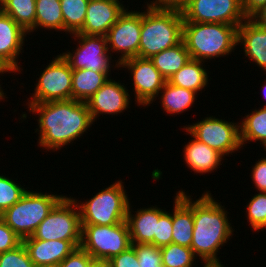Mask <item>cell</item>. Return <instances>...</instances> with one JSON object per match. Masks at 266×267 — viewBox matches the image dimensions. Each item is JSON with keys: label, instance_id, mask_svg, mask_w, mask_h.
Listing matches in <instances>:
<instances>
[{"label": "cell", "instance_id": "1", "mask_svg": "<svg viewBox=\"0 0 266 267\" xmlns=\"http://www.w3.org/2000/svg\"><path fill=\"white\" fill-rule=\"evenodd\" d=\"M27 106L39 116V146L54 152L80 138L94 123L86 102L70 99Z\"/></svg>", "mask_w": 266, "mask_h": 267}, {"label": "cell", "instance_id": "2", "mask_svg": "<svg viewBox=\"0 0 266 267\" xmlns=\"http://www.w3.org/2000/svg\"><path fill=\"white\" fill-rule=\"evenodd\" d=\"M206 191L193 201V239L191 249L203 263H222L217 254L234 234L227 211Z\"/></svg>", "mask_w": 266, "mask_h": 267}, {"label": "cell", "instance_id": "3", "mask_svg": "<svg viewBox=\"0 0 266 267\" xmlns=\"http://www.w3.org/2000/svg\"><path fill=\"white\" fill-rule=\"evenodd\" d=\"M142 12L139 57L151 58L182 41L183 16L180 11L166 10L153 1Z\"/></svg>", "mask_w": 266, "mask_h": 267}, {"label": "cell", "instance_id": "4", "mask_svg": "<svg viewBox=\"0 0 266 267\" xmlns=\"http://www.w3.org/2000/svg\"><path fill=\"white\" fill-rule=\"evenodd\" d=\"M182 41L191 59L204 62L229 55L238 45V27L222 23L183 22Z\"/></svg>", "mask_w": 266, "mask_h": 267}, {"label": "cell", "instance_id": "5", "mask_svg": "<svg viewBox=\"0 0 266 267\" xmlns=\"http://www.w3.org/2000/svg\"><path fill=\"white\" fill-rule=\"evenodd\" d=\"M63 195L27 190L22 198L0 217L23 240L32 236Z\"/></svg>", "mask_w": 266, "mask_h": 267}, {"label": "cell", "instance_id": "6", "mask_svg": "<svg viewBox=\"0 0 266 267\" xmlns=\"http://www.w3.org/2000/svg\"><path fill=\"white\" fill-rule=\"evenodd\" d=\"M122 184L118 180L85 202L79 203L74 199L80 211L81 224L116 225L126 221L130 199Z\"/></svg>", "mask_w": 266, "mask_h": 267}, {"label": "cell", "instance_id": "7", "mask_svg": "<svg viewBox=\"0 0 266 267\" xmlns=\"http://www.w3.org/2000/svg\"><path fill=\"white\" fill-rule=\"evenodd\" d=\"M82 224L76 201L64 196L32 234L38 240L70 241L76 248L81 243Z\"/></svg>", "mask_w": 266, "mask_h": 267}, {"label": "cell", "instance_id": "8", "mask_svg": "<svg viewBox=\"0 0 266 267\" xmlns=\"http://www.w3.org/2000/svg\"><path fill=\"white\" fill-rule=\"evenodd\" d=\"M131 246L127 222L116 225L82 224L80 247L93 259L110 260Z\"/></svg>", "mask_w": 266, "mask_h": 267}, {"label": "cell", "instance_id": "9", "mask_svg": "<svg viewBox=\"0 0 266 267\" xmlns=\"http://www.w3.org/2000/svg\"><path fill=\"white\" fill-rule=\"evenodd\" d=\"M183 129L187 134H191L224 157L242 148L239 122H227L225 119L211 116L192 125L184 126Z\"/></svg>", "mask_w": 266, "mask_h": 267}, {"label": "cell", "instance_id": "10", "mask_svg": "<svg viewBox=\"0 0 266 267\" xmlns=\"http://www.w3.org/2000/svg\"><path fill=\"white\" fill-rule=\"evenodd\" d=\"M72 73L68 62L57 55L40 73L36 88L27 104L72 99Z\"/></svg>", "mask_w": 266, "mask_h": 267}, {"label": "cell", "instance_id": "11", "mask_svg": "<svg viewBox=\"0 0 266 267\" xmlns=\"http://www.w3.org/2000/svg\"><path fill=\"white\" fill-rule=\"evenodd\" d=\"M78 39L76 50L62 53L72 70L88 69L93 72H111L112 55L108 50L107 37L103 35H86L74 33ZM110 53V54H109ZM111 66V67H110Z\"/></svg>", "mask_w": 266, "mask_h": 267}, {"label": "cell", "instance_id": "12", "mask_svg": "<svg viewBox=\"0 0 266 267\" xmlns=\"http://www.w3.org/2000/svg\"><path fill=\"white\" fill-rule=\"evenodd\" d=\"M128 10L125 9L106 35L108 50L112 53L113 51L114 53H121L120 58L115 63V68H119V64L125 60L139 57L142 12Z\"/></svg>", "mask_w": 266, "mask_h": 267}, {"label": "cell", "instance_id": "13", "mask_svg": "<svg viewBox=\"0 0 266 267\" xmlns=\"http://www.w3.org/2000/svg\"><path fill=\"white\" fill-rule=\"evenodd\" d=\"M181 13L183 22H212L237 27L246 19L241 0H192Z\"/></svg>", "mask_w": 266, "mask_h": 267}, {"label": "cell", "instance_id": "14", "mask_svg": "<svg viewBox=\"0 0 266 267\" xmlns=\"http://www.w3.org/2000/svg\"><path fill=\"white\" fill-rule=\"evenodd\" d=\"M119 67L127 68L133 79L135 101L138 105L150 106L159 91L163 88L166 80L154 66L149 58L133 57L123 61Z\"/></svg>", "mask_w": 266, "mask_h": 267}, {"label": "cell", "instance_id": "15", "mask_svg": "<svg viewBox=\"0 0 266 267\" xmlns=\"http://www.w3.org/2000/svg\"><path fill=\"white\" fill-rule=\"evenodd\" d=\"M121 82L108 79L104 85L86 101L93 122L99 114H120L130 104V94Z\"/></svg>", "mask_w": 266, "mask_h": 267}, {"label": "cell", "instance_id": "16", "mask_svg": "<svg viewBox=\"0 0 266 267\" xmlns=\"http://www.w3.org/2000/svg\"><path fill=\"white\" fill-rule=\"evenodd\" d=\"M27 34L28 32L0 9V63L10 73L21 72L17 58Z\"/></svg>", "mask_w": 266, "mask_h": 267}, {"label": "cell", "instance_id": "17", "mask_svg": "<svg viewBox=\"0 0 266 267\" xmlns=\"http://www.w3.org/2000/svg\"><path fill=\"white\" fill-rule=\"evenodd\" d=\"M124 11L119 0H89L85 22L77 33L106 36Z\"/></svg>", "mask_w": 266, "mask_h": 267}, {"label": "cell", "instance_id": "18", "mask_svg": "<svg viewBox=\"0 0 266 267\" xmlns=\"http://www.w3.org/2000/svg\"><path fill=\"white\" fill-rule=\"evenodd\" d=\"M237 44L244 47V54L266 72V27L255 18H246L238 26Z\"/></svg>", "mask_w": 266, "mask_h": 267}, {"label": "cell", "instance_id": "19", "mask_svg": "<svg viewBox=\"0 0 266 267\" xmlns=\"http://www.w3.org/2000/svg\"><path fill=\"white\" fill-rule=\"evenodd\" d=\"M132 206L129 203L126 222L129 228L131 244H152L154 235H157V221L165 210L151 206L138 209L135 215L131 214Z\"/></svg>", "mask_w": 266, "mask_h": 267}, {"label": "cell", "instance_id": "20", "mask_svg": "<svg viewBox=\"0 0 266 267\" xmlns=\"http://www.w3.org/2000/svg\"><path fill=\"white\" fill-rule=\"evenodd\" d=\"M184 190L176 192L172 212V243L191 247L193 239V199Z\"/></svg>", "mask_w": 266, "mask_h": 267}, {"label": "cell", "instance_id": "21", "mask_svg": "<svg viewBox=\"0 0 266 267\" xmlns=\"http://www.w3.org/2000/svg\"><path fill=\"white\" fill-rule=\"evenodd\" d=\"M35 266L60 264L76 247L65 240H38L32 236L22 240Z\"/></svg>", "mask_w": 266, "mask_h": 267}, {"label": "cell", "instance_id": "22", "mask_svg": "<svg viewBox=\"0 0 266 267\" xmlns=\"http://www.w3.org/2000/svg\"><path fill=\"white\" fill-rule=\"evenodd\" d=\"M193 138L185 145L183 153L185 164L195 173L205 174L214 172L220 166L223 155L208 145Z\"/></svg>", "mask_w": 266, "mask_h": 267}, {"label": "cell", "instance_id": "23", "mask_svg": "<svg viewBox=\"0 0 266 267\" xmlns=\"http://www.w3.org/2000/svg\"><path fill=\"white\" fill-rule=\"evenodd\" d=\"M109 72H93L88 69L73 70L72 99L89 100L109 79Z\"/></svg>", "mask_w": 266, "mask_h": 267}, {"label": "cell", "instance_id": "24", "mask_svg": "<svg viewBox=\"0 0 266 267\" xmlns=\"http://www.w3.org/2000/svg\"><path fill=\"white\" fill-rule=\"evenodd\" d=\"M202 61L190 59L178 72L173 74L168 83L196 93L208 85V74Z\"/></svg>", "mask_w": 266, "mask_h": 267}, {"label": "cell", "instance_id": "25", "mask_svg": "<svg viewBox=\"0 0 266 267\" xmlns=\"http://www.w3.org/2000/svg\"><path fill=\"white\" fill-rule=\"evenodd\" d=\"M162 77L168 81L191 58L183 41L174 47L165 49L150 58Z\"/></svg>", "mask_w": 266, "mask_h": 267}, {"label": "cell", "instance_id": "26", "mask_svg": "<svg viewBox=\"0 0 266 267\" xmlns=\"http://www.w3.org/2000/svg\"><path fill=\"white\" fill-rule=\"evenodd\" d=\"M159 93L161 106L170 115L185 112L197 100L196 92L172 85L167 81Z\"/></svg>", "mask_w": 266, "mask_h": 267}, {"label": "cell", "instance_id": "27", "mask_svg": "<svg viewBox=\"0 0 266 267\" xmlns=\"http://www.w3.org/2000/svg\"><path fill=\"white\" fill-rule=\"evenodd\" d=\"M241 145L260 141L266 147V107L255 109L239 123Z\"/></svg>", "mask_w": 266, "mask_h": 267}, {"label": "cell", "instance_id": "28", "mask_svg": "<svg viewBox=\"0 0 266 267\" xmlns=\"http://www.w3.org/2000/svg\"><path fill=\"white\" fill-rule=\"evenodd\" d=\"M0 9L29 35L35 31L36 0H6Z\"/></svg>", "mask_w": 266, "mask_h": 267}, {"label": "cell", "instance_id": "29", "mask_svg": "<svg viewBox=\"0 0 266 267\" xmlns=\"http://www.w3.org/2000/svg\"><path fill=\"white\" fill-rule=\"evenodd\" d=\"M64 31V20L60 0H36V28Z\"/></svg>", "mask_w": 266, "mask_h": 267}, {"label": "cell", "instance_id": "30", "mask_svg": "<svg viewBox=\"0 0 266 267\" xmlns=\"http://www.w3.org/2000/svg\"><path fill=\"white\" fill-rule=\"evenodd\" d=\"M64 31L77 33L85 22L89 0H60Z\"/></svg>", "mask_w": 266, "mask_h": 267}, {"label": "cell", "instance_id": "31", "mask_svg": "<svg viewBox=\"0 0 266 267\" xmlns=\"http://www.w3.org/2000/svg\"><path fill=\"white\" fill-rule=\"evenodd\" d=\"M160 251L163 267H193L198 259L191 248L175 243L161 247Z\"/></svg>", "mask_w": 266, "mask_h": 267}, {"label": "cell", "instance_id": "32", "mask_svg": "<svg viewBox=\"0 0 266 267\" xmlns=\"http://www.w3.org/2000/svg\"><path fill=\"white\" fill-rule=\"evenodd\" d=\"M246 209V217L255 232L266 228V192L255 194Z\"/></svg>", "mask_w": 266, "mask_h": 267}, {"label": "cell", "instance_id": "33", "mask_svg": "<svg viewBox=\"0 0 266 267\" xmlns=\"http://www.w3.org/2000/svg\"><path fill=\"white\" fill-rule=\"evenodd\" d=\"M5 175H0V215L18 202L27 192L21 184Z\"/></svg>", "mask_w": 266, "mask_h": 267}, {"label": "cell", "instance_id": "34", "mask_svg": "<svg viewBox=\"0 0 266 267\" xmlns=\"http://www.w3.org/2000/svg\"><path fill=\"white\" fill-rule=\"evenodd\" d=\"M0 267H35L29 254L21 243L16 248L0 253Z\"/></svg>", "mask_w": 266, "mask_h": 267}, {"label": "cell", "instance_id": "35", "mask_svg": "<svg viewBox=\"0 0 266 267\" xmlns=\"http://www.w3.org/2000/svg\"><path fill=\"white\" fill-rule=\"evenodd\" d=\"M140 267H163L160 248L152 244H131Z\"/></svg>", "mask_w": 266, "mask_h": 267}, {"label": "cell", "instance_id": "36", "mask_svg": "<svg viewBox=\"0 0 266 267\" xmlns=\"http://www.w3.org/2000/svg\"><path fill=\"white\" fill-rule=\"evenodd\" d=\"M172 243V214L165 211L157 221V235L154 245L161 248Z\"/></svg>", "mask_w": 266, "mask_h": 267}, {"label": "cell", "instance_id": "37", "mask_svg": "<svg viewBox=\"0 0 266 267\" xmlns=\"http://www.w3.org/2000/svg\"><path fill=\"white\" fill-rule=\"evenodd\" d=\"M22 243V239L0 217V253L12 250Z\"/></svg>", "mask_w": 266, "mask_h": 267}, {"label": "cell", "instance_id": "38", "mask_svg": "<svg viewBox=\"0 0 266 267\" xmlns=\"http://www.w3.org/2000/svg\"><path fill=\"white\" fill-rule=\"evenodd\" d=\"M92 260L90 254L77 247L59 264V267H90Z\"/></svg>", "mask_w": 266, "mask_h": 267}, {"label": "cell", "instance_id": "39", "mask_svg": "<svg viewBox=\"0 0 266 267\" xmlns=\"http://www.w3.org/2000/svg\"><path fill=\"white\" fill-rule=\"evenodd\" d=\"M109 261L112 267H140L136 251L132 246L119 255L113 256Z\"/></svg>", "mask_w": 266, "mask_h": 267}, {"label": "cell", "instance_id": "40", "mask_svg": "<svg viewBox=\"0 0 266 267\" xmlns=\"http://www.w3.org/2000/svg\"><path fill=\"white\" fill-rule=\"evenodd\" d=\"M253 166L251 179L259 192H266V157L259 159Z\"/></svg>", "mask_w": 266, "mask_h": 267}, {"label": "cell", "instance_id": "41", "mask_svg": "<svg viewBox=\"0 0 266 267\" xmlns=\"http://www.w3.org/2000/svg\"><path fill=\"white\" fill-rule=\"evenodd\" d=\"M241 7L246 18H256L266 7V0H241Z\"/></svg>", "mask_w": 266, "mask_h": 267}, {"label": "cell", "instance_id": "42", "mask_svg": "<svg viewBox=\"0 0 266 267\" xmlns=\"http://www.w3.org/2000/svg\"><path fill=\"white\" fill-rule=\"evenodd\" d=\"M192 0H153L160 8L182 12Z\"/></svg>", "mask_w": 266, "mask_h": 267}, {"label": "cell", "instance_id": "43", "mask_svg": "<svg viewBox=\"0 0 266 267\" xmlns=\"http://www.w3.org/2000/svg\"><path fill=\"white\" fill-rule=\"evenodd\" d=\"M90 267H112V265L109 260L93 259Z\"/></svg>", "mask_w": 266, "mask_h": 267}, {"label": "cell", "instance_id": "44", "mask_svg": "<svg viewBox=\"0 0 266 267\" xmlns=\"http://www.w3.org/2000/svg\"><path fill=\"white\" fill-rule=\"evenodd\" d=\"M259 23L266 27V7L261 11V13L255 18Z\"/></svg>", "mask_w": 266, "mask_h": 267}, {"label": "cell", "instance_id": "45", "mask_svg": "<svg viewBox=\"0 0 266 267\" xmlns=\"http://www.w3.org/2000/svg\"><path fill=\"white\" fill-rule=\"evenodd\" d=\"M203 267H224L221 263H204Z\"/></svg>", "mask_w": 266, "mask_h": 267}, {"label": "cell", "instance_id": "46", "mask_svg": "<svg viewBox=\"0 0 266 267\" xmlns=\"http://www.w3.org/2000/svg\"><path fill=\"white\" fill-rule=\"evenodd\" d=\"M9 72L1 63H0V74H4V73Z\"/></svg>", "mask_w": 266, "mask_h": 267}, {"label": "cell", "instance_id": "47", "mask_svg": "<svg viewBox=\"0 0 266 267\" xmlns=\"http://www.w3.org/2000/svg\"><path fill=\"white\" fill-rule=\"evenodd\" d=\"M262 88H263V96H264V98H266V82L262 85ZM263 107H266V104L265 105H263Z\"/></svg>", "mask_w": 266, "mask_h": 267}, {"label": "cell", "instance_id": "48", "mask_svg": "<svg viewBox=\"0 0 266 267\" xmlns=\"http://www.w3.org/2000/svg\"><path fill=\"white\" fill-rule=\"evenodd\" d=\"M35 267H59V264H47V265L35 266Z\"/></svg>", "mask_w": 266, "mask_h": 267}, {"label": "cell", "instance_id": "49", "mask_svg": "<svg viewBox=\"0 0 266 267\" xmlns=\"http://www.w3.org/2000/svg\"><path fill=\"white\" fill-rule=\"evenodd\" d=\"M3 90H4V89H2V88H1V85H0V101H1L2 99L4 100V98H5V95H4L5 93L3 92Z\"/></svg>", "mask_w": 266, "mask_h": 267}, {"label": "cell", "instance_id": "50", "mask_svg": "<svg viewBox=\"0 0 266 267\" xmlns=\"http://www.w3.org/2000/svg\"><path fill=\"white\" fill-rule=\"evenodd\" d=\"M6 0H0V6L5 2Z\"/></svg>", "mask_w": 266, "mask_h": 267}]
</instances>
